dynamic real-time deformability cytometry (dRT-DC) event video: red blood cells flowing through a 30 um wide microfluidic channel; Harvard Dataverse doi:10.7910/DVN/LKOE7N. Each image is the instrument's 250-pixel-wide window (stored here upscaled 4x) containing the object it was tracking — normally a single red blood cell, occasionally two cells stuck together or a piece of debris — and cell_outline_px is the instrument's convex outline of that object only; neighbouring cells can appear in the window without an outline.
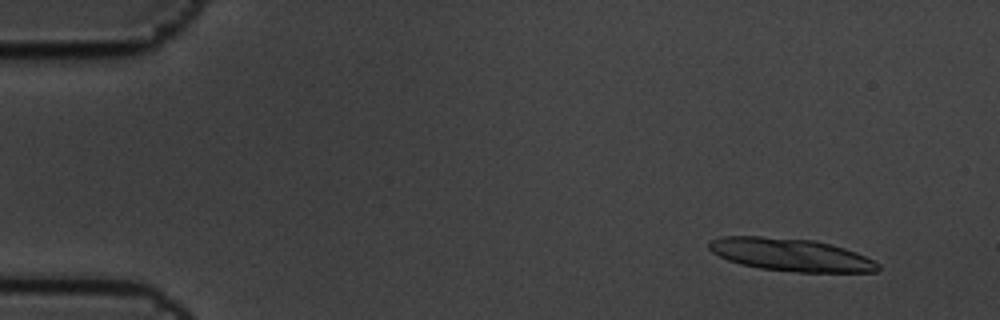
{"species": "common noctule bat (a hibernating species)", "species_latin": "Nyctalus noctula", "temperature_condition": "cold", "stored_images_in_passage": 5, "camera_frame_rate_fps": 3000, "um_per_image_px": 0.085, "animal": {"sex": "male", "body_mass_g": 19.5, "forearm_length_mm": 54.6}, "frame": {"image": 1, "passage_image": 2, "time_ms": 0.333, "image_size_px": [1000, 320], "cell_outline_px": [[880, 268], [876, 272], [796, 272], [760, 268], [740, 264], [728, 260], [712, 252], [708, 248], [708, 240], [724, 236], [760, 236], [816, 240], [832, 244], [856, 252], [880, 264]], "centroid_in_image_um": [67.2, 21.65], "position_along_channel_um": 17.8, "area_um2": 32.31}}